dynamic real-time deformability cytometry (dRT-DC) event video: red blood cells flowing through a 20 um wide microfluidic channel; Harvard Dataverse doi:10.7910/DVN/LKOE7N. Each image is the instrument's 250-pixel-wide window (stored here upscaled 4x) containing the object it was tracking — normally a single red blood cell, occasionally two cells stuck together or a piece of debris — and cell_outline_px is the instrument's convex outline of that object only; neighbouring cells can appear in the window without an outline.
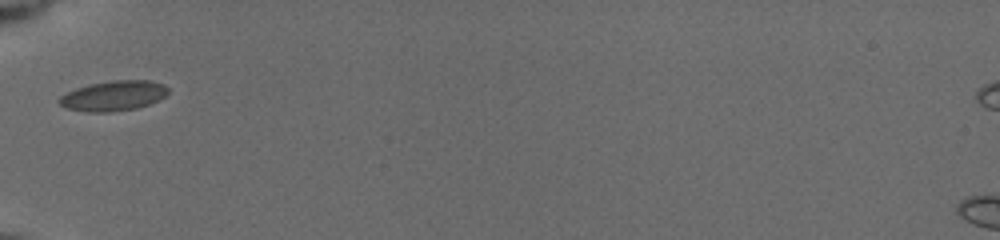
{"species": "common noctule bat (a hibernating species)", "species_latin": "Nyctalus noctula", "temperature_condition": "cold", "stored_images_in_passage": 20, "camera_frame_rate_fps": 3000, "um_per_image_px": 0.085, "animal": {"sex": "female", "body_mass_g": 19.5, "forearm_length_mm": 54.1}, "frame": {"image": 1, "passage_image": 1, "time_ms": 0.0, "image_size_px": [1000, 240], "cell_outline_px": [[168, 92], [160, 100], [136, 108], [108, 112], [88, 112], [68, 108], [60, 104], [56, 100], [60, 96], [76, 88], [88, 84], [112, 80], [148, 80], [164, 84], [168, 88]], "centroid_in_image_um": [9.64, 8.13], "position_along_channel_um": 75.4, "area_um2": 19.07}}
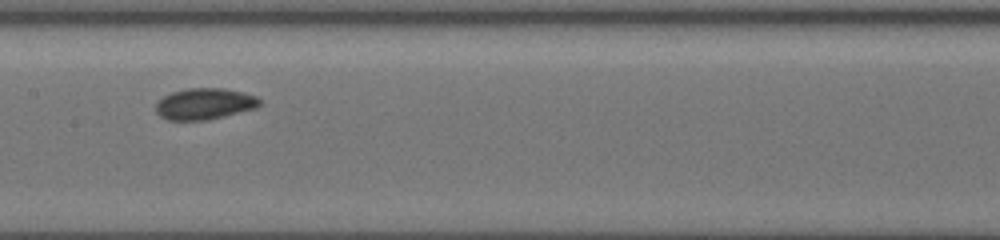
{"frame": {"image": 2, "passage_image": 9, "time_ms": 3.0, "image_size_px": [1000, 240], "cell_outline_px": [[260, 104], [256, 108], [208, 120], [168, 120], [160, 116], [156, 112], [156, 104], [164, 96], [172, 92], [188, 88], [224, 88], [244, 92], [256, 96], [260, 100]], "centroid_in_image_um": [17.4, 8.82], "position_along_channel_um": 190.0, "area_um2": 18.9}}
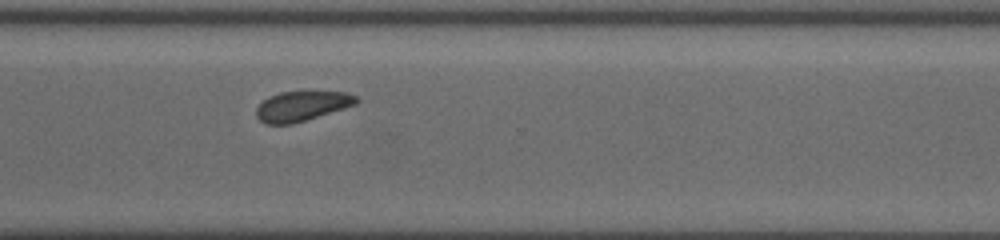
{"frame": {"image": 3, "passage_image": 20, "time_ms": 7.0, "image_size_px": [1000, 240], "cell_outline_px": [[360, 100], [356, 104], [292, 124], [268, 124], [260, 120], [256, 116], [256, 108], [268, 96], [280, 92], [344, 92], [356, 96]], "centroid_in_image_um": [25.63, 9.01], "position_along_channel_um": 345.0, "area_um2": 17.11}}